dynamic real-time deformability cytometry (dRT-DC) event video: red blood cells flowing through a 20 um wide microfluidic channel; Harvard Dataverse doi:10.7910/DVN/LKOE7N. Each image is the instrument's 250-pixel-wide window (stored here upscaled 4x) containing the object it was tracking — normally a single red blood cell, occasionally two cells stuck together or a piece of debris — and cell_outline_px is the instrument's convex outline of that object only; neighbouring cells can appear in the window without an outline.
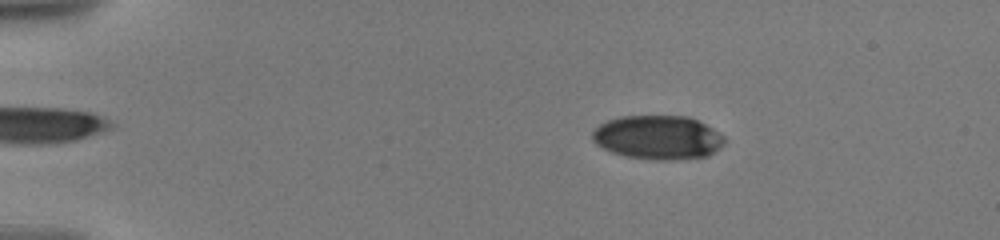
{"species": "human", "species_latin": "Homo sapiens", "temperature_condition": "warm", "stored_images_in_passage": 18, "camera_frame_rate_fps": 3000, "um_per_image_px": 0.085, "donor": {"sex": "male"}, "frame": {"image": 1, "passage_image": 5, "time_ms": 0.667, "image_size_px": [1000, 240], "cell_outline_px": [[724, 144], [708, 156], [676, 160], [652, 160], [624, 156], [612, 152], [596, 144], [592, 140], [592, 132], [600, 124], [608, 120], [620, 116], [688, 116], [720, 132], [724, 136]], "centroid_in_image_um": [55.92, 11.69], "position_along_channel_um": 29.1, "area_um2": 33.93}}